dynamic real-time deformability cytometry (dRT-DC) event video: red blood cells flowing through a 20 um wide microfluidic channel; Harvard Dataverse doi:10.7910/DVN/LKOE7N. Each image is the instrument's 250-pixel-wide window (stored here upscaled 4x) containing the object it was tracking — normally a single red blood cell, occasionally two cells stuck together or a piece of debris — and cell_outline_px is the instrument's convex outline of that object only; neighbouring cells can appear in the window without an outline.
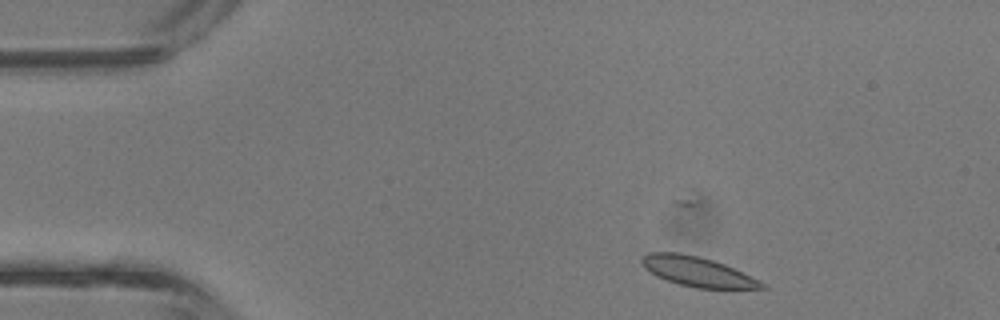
{"species": "common noctule bat (a hibernating species)", "species_latin": "Nyctalus noctula", "temperature_condition": "room temperature", "stored_images_in_passage": 3, "segment_of_instrument_passage": [1, 2], "camera_frame_rate_fps": 3000, "um_per_image_px": 0.085, "animal": {"sex": "male", "body_mass_g": 13.3}, "frame": {"image": 1, "passage_image": 1, "time_ms": 0.0, "image_size_px": [1000, 320], "cell_outline_px": [[768, 288], [696, 288], [680, 284], [656, 276], [644, 268], [640, 260], [648, 252], [680, 252], [700, 256], [724, 264], [760, 280]], "centroid_in_image_um": [59.25, 23.07], "position_along_channel_um": 25.7, "area_um2": 20.63}}
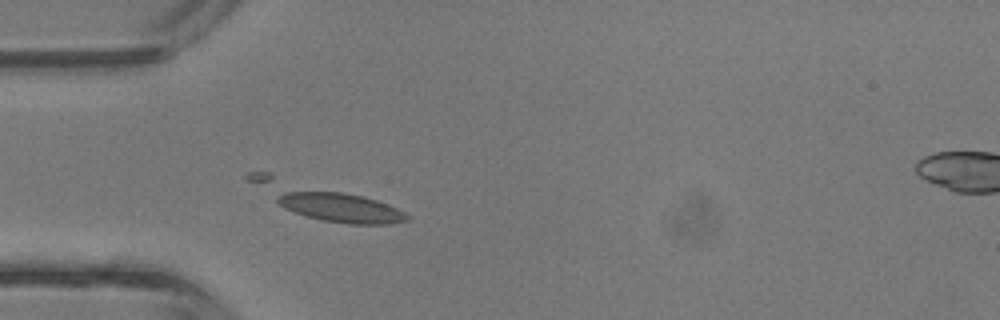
{"frame": {"image": 2, "passage_image": 2, "time_ms": 0.333, "image_size_px": [1000, 320], "cell_outline_px": [[412, 220], [392, 224], [348, 224], [324, 220], [308, 216], [284, 208], [276, 200], [276, 196], [284, 192], [340, 192], [364, 196], [388, 204], [412, 216]], "centroid_in_image_um": [29.09, 17.67], "position_along_channel_um": 55.9, "area_um2": 21.91}}